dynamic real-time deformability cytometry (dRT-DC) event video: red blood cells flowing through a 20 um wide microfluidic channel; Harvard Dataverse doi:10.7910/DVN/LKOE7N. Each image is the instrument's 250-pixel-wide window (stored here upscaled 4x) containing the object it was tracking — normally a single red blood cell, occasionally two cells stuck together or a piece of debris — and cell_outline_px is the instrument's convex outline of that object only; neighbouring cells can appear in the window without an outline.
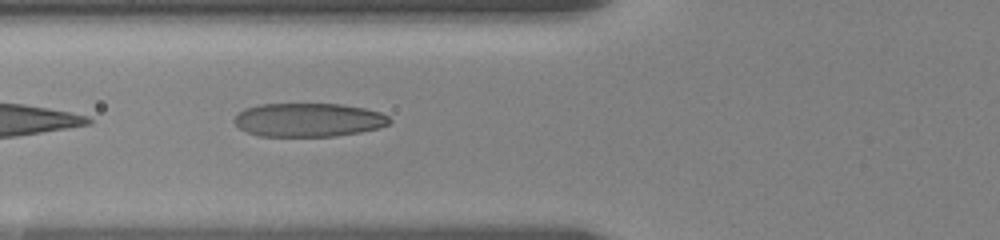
{"species": "human", "species_latin": "Homo sapiens", "temperature_condition": "room temperature", "stored_images_in_passage": 10, "camera_frame_rate_fps": 3000, "um_per_image_px": 0.085, "donor": {"sex": "female"}, "frame": {"image": 1, "passage_image": 9, "time_ms": 7.0, "image_size_px": [1000, 240], "cell_outline_px": [[392, 120], [388, 124], [380, 128], [360, 132], [336, 136], [260, 136], [248, 132], [240, 128], [232, 120], [244, 108], [260, 104], [340, 104], [364, 108], [380, 112], [388, 116]], "centroid_in_image_um": [26.23, 10.19], "position_along_channel_um": 99.6, "area_um2": 30.46}}